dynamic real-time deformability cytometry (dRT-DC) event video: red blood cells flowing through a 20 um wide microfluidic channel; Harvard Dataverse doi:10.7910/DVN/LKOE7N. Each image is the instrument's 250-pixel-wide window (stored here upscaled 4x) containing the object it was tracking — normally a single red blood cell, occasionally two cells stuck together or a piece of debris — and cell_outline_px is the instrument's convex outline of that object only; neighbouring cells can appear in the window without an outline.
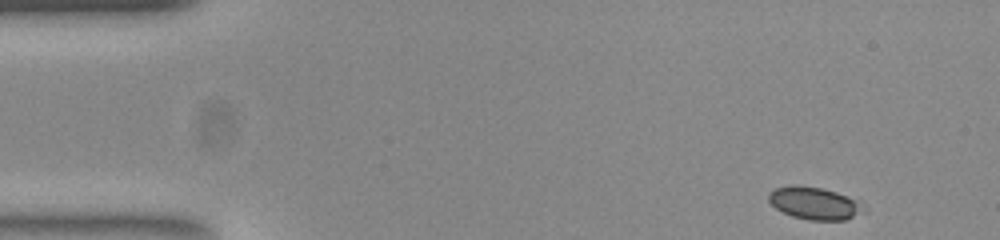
{"species": "common noctule bat (a hibernating species)", "species_latin": "Nyctalus noctula", "temperature_condition": "room temperature", "stored_images_in_passage": 12, "camera_frame_rate_fps": 3000, "um_per_image_px": 0.085, "animal": {"sex": "female", "body_mass_g": 23.0, "forearm_length_mm": 53.4}, "frame": {"image": 1, "passage_image": 1, "time_ms": 0.0, "image_size_px": [1000, 240], "cell_outline_px": [[852, 216], [844, 220], [812, 220], [792, 216], [776, 208], [768, 200], [768, 196], [776, 188], [792, 184], [796, 184], [820, 188], [836, 192], [852, 200]], "centroid_in_image_um": [68.96, 17.24], "position_along_channel_um": 16.0, "area_um2": 16.47}}